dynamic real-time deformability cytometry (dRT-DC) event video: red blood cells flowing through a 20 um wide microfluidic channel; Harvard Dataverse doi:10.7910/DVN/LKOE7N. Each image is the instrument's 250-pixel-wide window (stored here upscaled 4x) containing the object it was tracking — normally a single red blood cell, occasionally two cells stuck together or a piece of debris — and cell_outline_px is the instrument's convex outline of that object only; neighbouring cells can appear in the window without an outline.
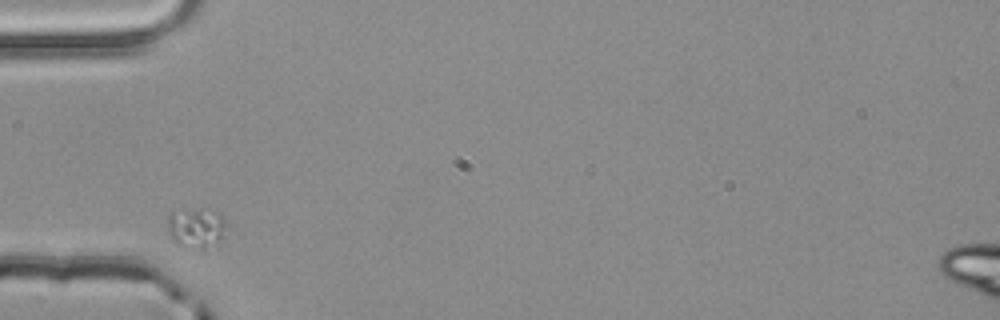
{"species": "common noctule bat (a hibernating species)", "species_latin": "Nyctalus noctula", "temperature_condition": "room temperature", "stored_images_in_passage": 4, "camera_frame_rate_fps": 3000, "um_per_image_px": 0.085, "animal": {"sex": "male", "body_mass_g": 20.4}, "frame": {"image": 1, "passage_image": 2, "time_ms": 0.333, "image_size_px": [1000, 320], "cell_outline_px": [[232, 228], [224, 236], [204, 252], [200, 252], [180, 248], [172, 240], [168, 228], [168, 216], [172, 212], [184, 208], [212, 208]], "centroid_in_image_um": [16.72, 19.41], "position_along_channel_um": 68.3, "area_um2": 14.97}}